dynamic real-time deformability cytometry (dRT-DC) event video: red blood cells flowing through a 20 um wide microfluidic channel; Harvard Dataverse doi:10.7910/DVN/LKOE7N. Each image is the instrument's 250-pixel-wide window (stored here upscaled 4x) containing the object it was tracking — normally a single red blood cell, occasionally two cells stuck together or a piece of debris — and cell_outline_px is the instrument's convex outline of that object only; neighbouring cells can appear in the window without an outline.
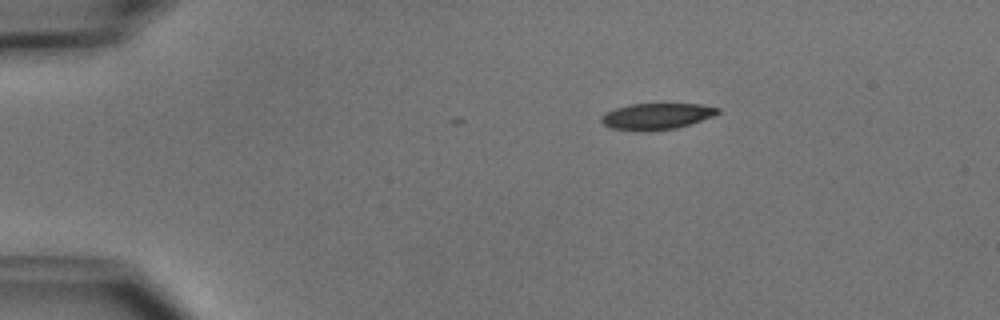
{"species": "common noctule bat (a hibernating species)", "species_latin": "Nyctalus noctula", "temperature_condition": "cold", "stored_images_in_passage": 2, "camera_frame_rate_fps": 3000, "um_per_image_px": 0.085, "animal": {"sex": "male", "body_mass_g": 15.6}, "frame": {"image": 1, "passage_image": 1, "time_ms": 0.0, "image_size_px": [1000, 320], "cell_outline_px": [[720, 112], [712, 116], [676, 128], [644, 132], [612, 128], [604, 124], [600, 120], [600, 116], [616, 108], [628, 104], [700, 104], [720, 108]], "centroid_in_image_um": [55.78, 9.88], "position_along_channel_um": 29.2, "area_um2": 17.69}}